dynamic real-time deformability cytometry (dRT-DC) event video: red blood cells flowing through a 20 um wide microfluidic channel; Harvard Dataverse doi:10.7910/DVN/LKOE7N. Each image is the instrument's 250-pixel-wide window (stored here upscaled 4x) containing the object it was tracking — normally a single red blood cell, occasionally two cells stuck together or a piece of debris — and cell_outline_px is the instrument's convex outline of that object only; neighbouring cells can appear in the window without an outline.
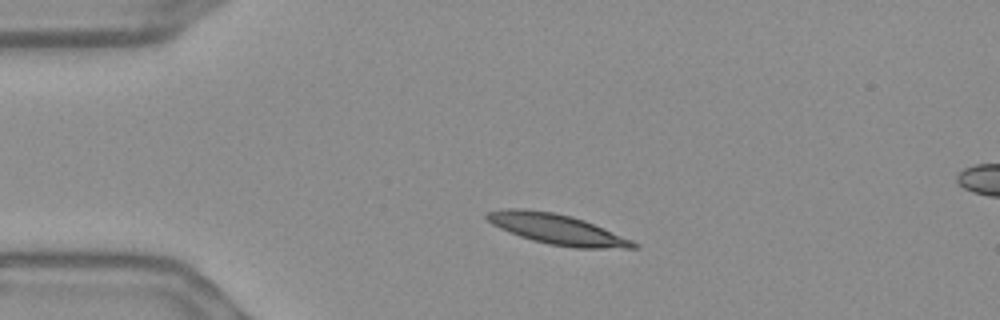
{"species": "Egyptian fruit bat (a non-hibernating species)", "species_latin": "Rousettus aegyptiacus", "temperature_condition": "warm", "stored_images_in_passage": 46, "segment_of_instrument_passage": [1, 2], "camera_frame_rate_fps": 3000, "um_per_image_px": 0.085, "frame": {"image": 1, "passage_image": 1, "time_ms": 0.0, "image_size_px": [1000, 320], "cell_outline_px": [[640, 248], [576, 248], [548, 244], [532, 240], [508, 232], [492, 224], [484, 216], [488, 212], [500, 208], [524, 208], [552, 212], [572, 216], [584, 220], [604, 228], [632, 240], [640, 244]], "centroid_in_image_um": [47.34, 19.48], "position_along_channel_um": 37.7, "area_um2": 25.95}}
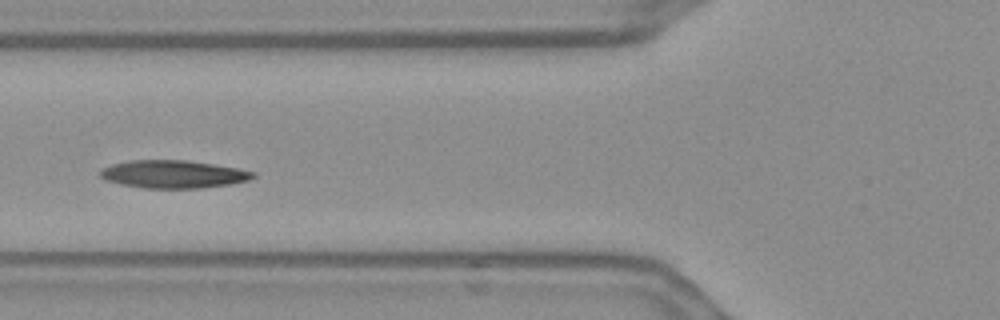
{"frame": {"image": 2, "passage_image": 10, "time_ms": 3.0, "image_size_px": [1000, 320], "cell_outline_px": [[256, 176], [248, 180], [228, 184], [200, 188], [144, 188], [120, 184], [104, 180], [100, 176], [100, 172], [104, 168], [112, 164], [128, 160], [188, 160], [236, 168], [256, 172]], "centroid_in_image_um": [14.7, 14.8], "position_along_channel_um": 111.1, "area_um2": 24.68}}
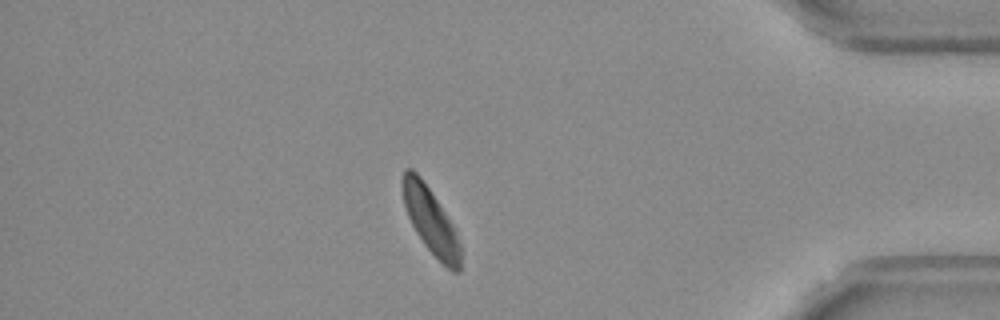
{"frame": {"image": 3, "passage_image": 37, "time_ms": 12.0, "image_size_px": [1000, 320], "cell_outline_px": [[460, 272], [452, 272], [424, 244], [416, 232], [408, 216], [404, 204], [400, 188], [400, 180], [404, 168], [412, 168], [420, 176], [452, 224], [456, 232], [460, 244]], "centroid_in_image_um": [36.56, 18.71], "position_along_channel_um": 398.6, "area_um2": 21.96}}